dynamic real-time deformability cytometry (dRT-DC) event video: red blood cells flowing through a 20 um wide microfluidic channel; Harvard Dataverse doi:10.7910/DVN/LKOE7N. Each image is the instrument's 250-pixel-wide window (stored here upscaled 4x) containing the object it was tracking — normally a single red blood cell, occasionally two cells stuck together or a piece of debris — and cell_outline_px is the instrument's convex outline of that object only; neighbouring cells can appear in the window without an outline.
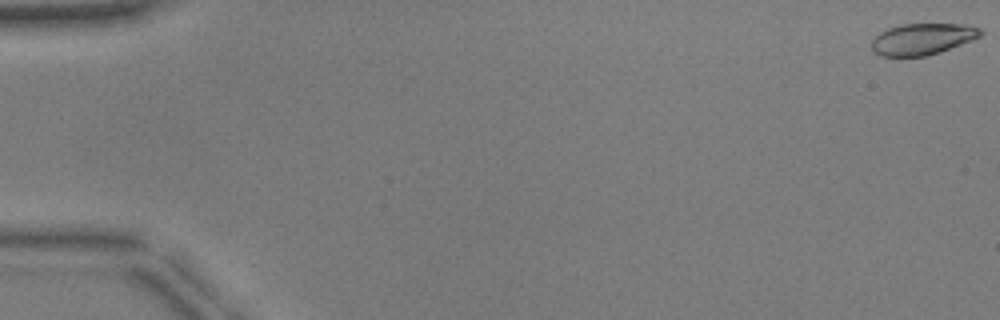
{"species": "common noctule bat (a hibernating species)", "species_latin": "Nyctalus noctula", "temperature_condition": "warm", "stored_images_in_passage": 7, "camera_frame_rate_fps": 3000, "um_per_image_px": 0.085, "animal": {"sex": "male", "body_mass_g": 17.9, "forearm_length_mm": 54.2}, "frame": {"image": 1, "passage_image": 1, "time_ms": 0.0, "image_size_px": [1000, 320], "cell_outline_px": [[984, 32], [980, 36], [972, 40], [940, 52], [924, 56], [880, 56], [872, 52], [872, 40], [880, 32], [888, 28], [900, 24], [968, 24], [980, 28]], "centroid_in_image_um": [78.41, 3.31], "position_along_channel_um": 6.6, "area_um2": 20.0}}